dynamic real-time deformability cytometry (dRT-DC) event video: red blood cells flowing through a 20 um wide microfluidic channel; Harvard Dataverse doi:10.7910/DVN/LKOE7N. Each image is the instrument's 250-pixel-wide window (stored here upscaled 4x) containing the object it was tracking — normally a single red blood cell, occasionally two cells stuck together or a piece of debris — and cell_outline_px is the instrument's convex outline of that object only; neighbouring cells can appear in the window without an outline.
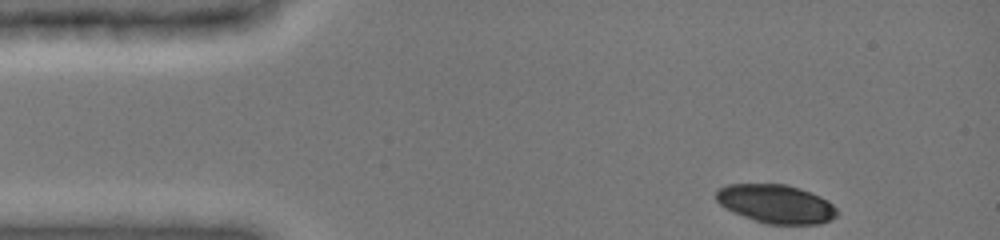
{"species": "common noctule bat (a hibernating species)", "species_latin": "Nyctalus noctula", "temperature_condition": "cold", "stored_images_in_passage": 7, "camera_frame_rate_fps": 3000, "um_per_image_px": 0.085, "animal": {"sex": "female", "body_mass_g": 19.0, "forearm_length_mm": 51.5}, "frame": {"image": 1, "passage_image": 1, "time_ms": 0.0, "image_size_px": [1000, 240], "cell_outline_px": [[836, 216], [820, 224], [764, 224], [732, 212], [724, 208], [716, 200], [716, 192], [720, 188], [728, 184], [784, 184], [800, 188], [820, 196], [828, 200], [836, 208]], "centroid_in_image_um": [65.93, 17.33], "position_along_channel_um": 19.1, "area_um2": 27.22}}
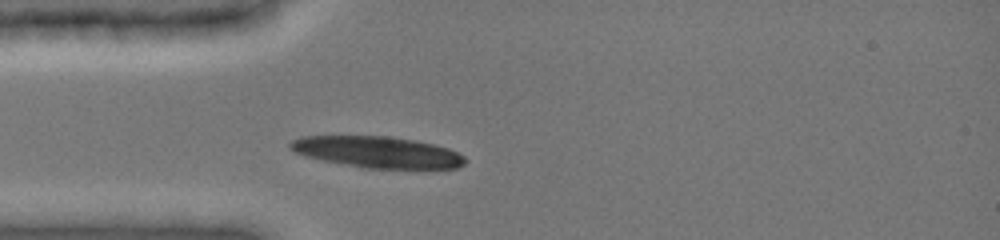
{"frame": {"image": 2, "passage_image": 4, "time_ms": 1.0, "image_size_px": [1000, 240], "cell_outline_px": [[468, 160], [464, 164], [456, 168], [360, 168], [324, 160], [308, 156], [296, 152], [288, 148], [288, 144], [292, 140], [300, 136], [388, 136], [412, 140], [432, 144], [448, 148], [464, 156]], "centroid_in_image_um": [32.07, 12.93], "position_along_channel_um": 52.9, "area_um2": 31.73}}
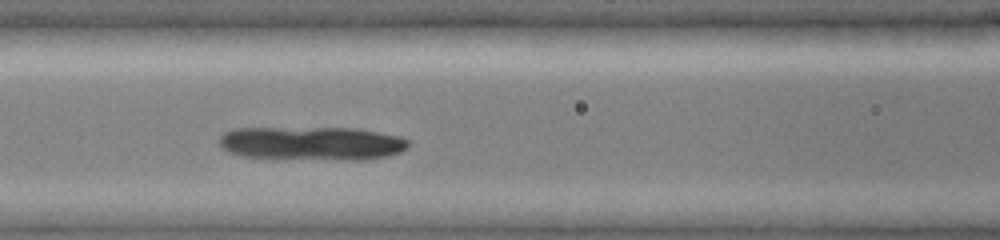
{"frame": {"image": 3, "passage_image": 7, "time_ms": 2.0, "image_size_px": [1000, 240], "cell_outline_px": [[408, 148], [400, 152], [388, 156], [364, 160], [268, 160], [244, 156], [232, 152], [224, 148], [220, 144], [220, 136], [224, 132], [232, 128], [352, 128], [400, 136], [408, 140]], "centroid_in_image_um": [26.48, 12.22], "position_along_channel_um": 140.1, "area_um2": 37.92}}